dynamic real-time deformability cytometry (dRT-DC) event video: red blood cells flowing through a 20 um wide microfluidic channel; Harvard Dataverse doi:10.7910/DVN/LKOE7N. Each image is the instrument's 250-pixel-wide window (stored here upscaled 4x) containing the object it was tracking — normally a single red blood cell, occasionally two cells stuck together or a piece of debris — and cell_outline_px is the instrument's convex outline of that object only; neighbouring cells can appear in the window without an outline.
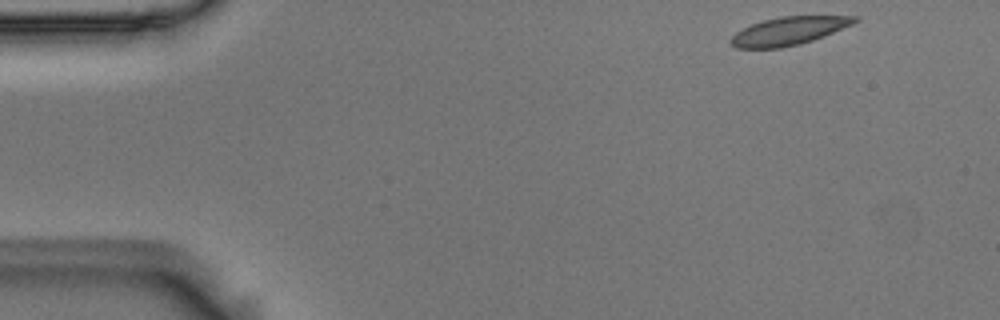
{"species": "Egyptian fruit bat (a non-hibernating species)", "species_latin": "Rousettus aegyptiacus", "temperature_condition": "room temperature", "stored_images_in_passage": 4, "camera_frame_rate_fps": 3000, "um_per_image_px": 0.085, "animal": {"sex": "male"}, "frame": {"image": 1, "passage_image": 1, "time_ms": 0.0, "image_size_px": [1000, 320], "cell_outline_px": [[860, 20], [852, 24], [824, 36], [800, 44], [780, 48], [736, 48], [728, 40], [736, 32], [752, 24], [764, 20], [780, 16], [860, 16]], "centroid_in_image_um": [67.05, 2.63], "position_along_channel_um": 18.0, "area_um2": 20.17}}
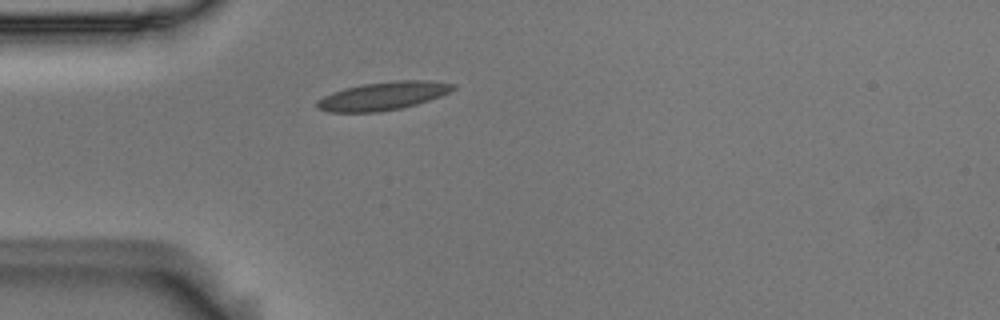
{"frame": {"image": 2, "passage_image": 4, "time_ms": 1.0, "image_size_px": [1000, 320], "cell_outline_px": [[456, 88], [440, 96], [416, 104], [400, 108], [380, 112], [328, 112], [316, 108], [316, 100], [332, 92], [344, 88], [364, 84], [396, 80], [428, 80], [456, 84]], "centroid_in_image_um": [32.53, 8.15], "position_along_channel_um": 52.5, "area_um2": 22.37}}